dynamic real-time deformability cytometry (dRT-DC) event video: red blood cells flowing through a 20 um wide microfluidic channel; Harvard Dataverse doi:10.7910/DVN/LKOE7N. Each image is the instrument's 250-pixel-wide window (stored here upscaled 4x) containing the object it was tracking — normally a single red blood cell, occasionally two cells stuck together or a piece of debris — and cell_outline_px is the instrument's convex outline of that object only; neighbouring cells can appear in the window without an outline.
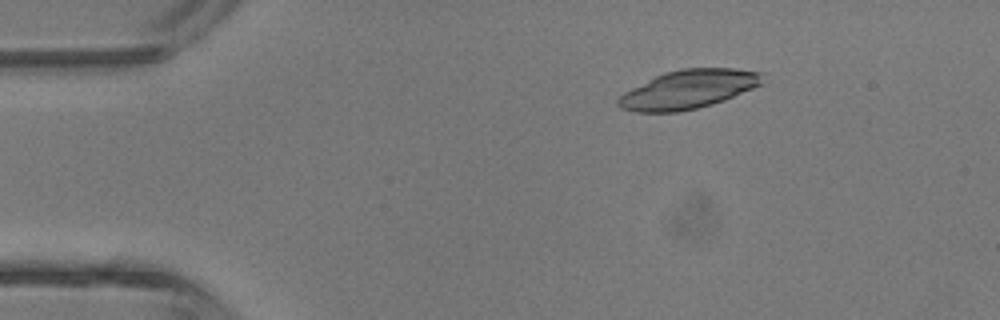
{"species": "common noctule bat (a hibernating species)", "species_latin": "Nyctalus noctula", "temperature_condition": "room temperature", "stored_images_in_passage": 3, "camera_frame_rate_fps": 3000, "um_per_image_px": 0.085, "animal": {"sex": "male", "body_mass_g": 13.3}, "frame": {"image": 1, "passage_image": 2, "time_ms": 1.0, "image_size_px": [1000, 320], "cell_outline_px": [[764, 84], [724, 100], [712, 104], [696, 108], [676, 112], [636, 112], [620, 108], [616, 104], [616, 100], [624, 92], [664, 72], [680, 68], [736, 68], [764, 72]], "centroid_in_image_um": [58.55, 7.58], "position_along_channel_um": 26.4, "area_um2": 32.71}}